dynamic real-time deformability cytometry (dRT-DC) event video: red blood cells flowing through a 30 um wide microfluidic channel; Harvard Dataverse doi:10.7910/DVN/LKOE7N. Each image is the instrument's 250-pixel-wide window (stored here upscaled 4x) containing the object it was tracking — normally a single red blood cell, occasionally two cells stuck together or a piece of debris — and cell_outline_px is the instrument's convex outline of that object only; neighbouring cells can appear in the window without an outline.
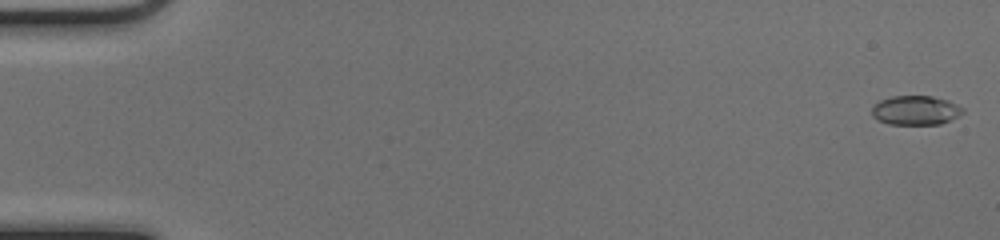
{"species": "common noctule bat (a hibernating species)", "species_latin": "Nyctalus noctula", "temperature_condition": "cold", "stored_images_in_passage": 51, "camera_frame_rate_fps": 3000, "um_per_image_px": 0.085, "animal": {"sex": "female", "body_mass_g": 17.0, "forearm_length_mm": 48.0}, "frame": {"image": 1, "passage_image": 1, "time_ms": 0.0, "image_size_px": [1000, 240], "cell_outline_px": [[964, 112], [940, 124], [888, 124], [876, 120], [872, 116], [872, 108], [880, 100], [892, 96], [932, 96], [948, 100], [964, 108]], "centroid_in_image_um": [77.8, 9.37], "position_along_channel_um": 7.2, "area_um2": 15.43}}
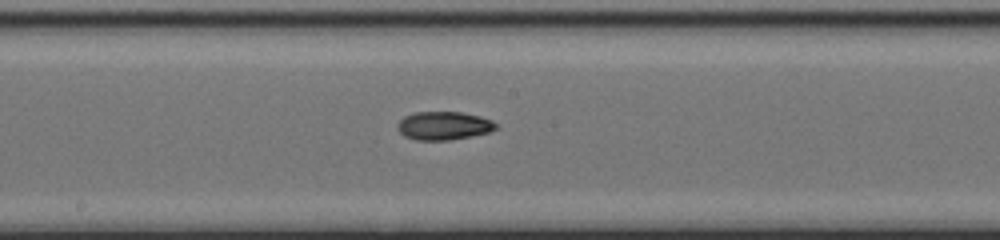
{"frame": {"image": 2, "passage_image": 28, "time_ms": 9.0, "image_size_px": [1000, 240], "cell_outline_px": [[496, 128], [488, 132], [472, 136], [448, 140], [416, 140], [404, 136], [396, 128], [396, 124], [404, 116], [416, 112], [460, 112], [480, 116], [492, 120], [496, 124]], "centroid_in_image_um": [37.68, 10.68], "position_along_channel_um": 210.5, "area_um2": 16.24}}
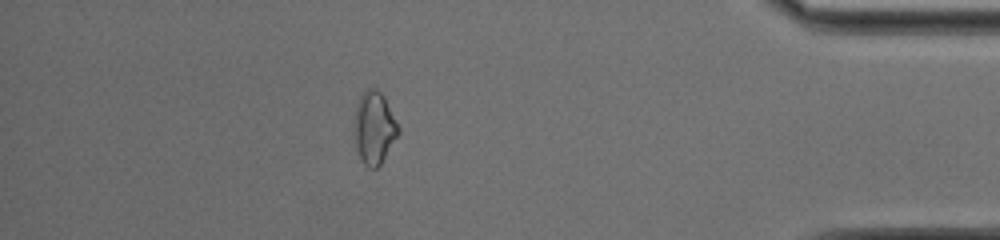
{"frame": {"image": 3, "passage_image": 45, "time_ms": 14.667, "image_size_px": [1000, 240], "cell_outline_px": [[400, 132], [380, 164], [376, 168], [368, 168], [360, 160], [356, 152], [356, 104], [360, 96], [368, 88], [376, 88], [384, 96], [400, 128]], "centroid_in_image_um": [31.82, 10.87], "position_along_channel_um": 403.4, "area_um2": 18.32}, "authors_computed_cell_mechanics": {"area_um2": 16.0684, "velocity_mm_per_s": 4.1334, "shape_relaxation_time_tau1_ms": 7.2502, "shape_relaxation_time_tau2_ms": 5.0399, "deformation_change_tau1": 0.1862, "deformation_change_tau2": 0.0943}}